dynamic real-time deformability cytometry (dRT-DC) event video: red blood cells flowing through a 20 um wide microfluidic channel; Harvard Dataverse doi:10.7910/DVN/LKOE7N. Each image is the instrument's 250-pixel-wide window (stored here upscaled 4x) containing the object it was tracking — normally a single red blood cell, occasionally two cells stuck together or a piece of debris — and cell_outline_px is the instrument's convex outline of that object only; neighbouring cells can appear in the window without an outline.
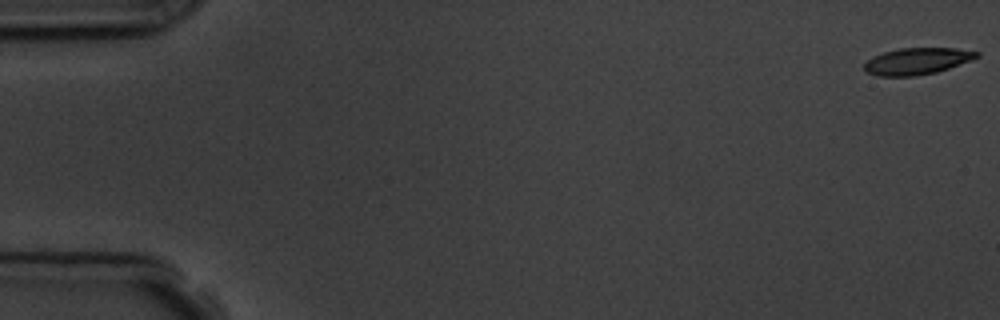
{"species": "common noctule bat (a hibernating species)", "species_latin": "Nyctalus noctula", "temperature_condition": "room temperature", "stored_images_in_passage": 6, "camera_frame_rate_fps": 3000, "um_per_image_px": 0.085, "animal": {"sex": "male", "body_mass_g": 19.5, "forearm_length_mm": 54.6}, "frame": {"image": 1, "passage_image": 1, "time_ms": 0.0, "image_size_px": [1000, 320], "cell_outline_px": [[980, 56], [972, 60], [936, 72], [912, 76], [876, 76], [868, 72], [864, 68], [864, 64], [872, 56], [884, 52], [900, 48], [956, 48], [980, 52]], "centroid_in_image_um": [77.96, 5.19], "position_along_channel_um": 7.0, "area_um2": 17.4}}
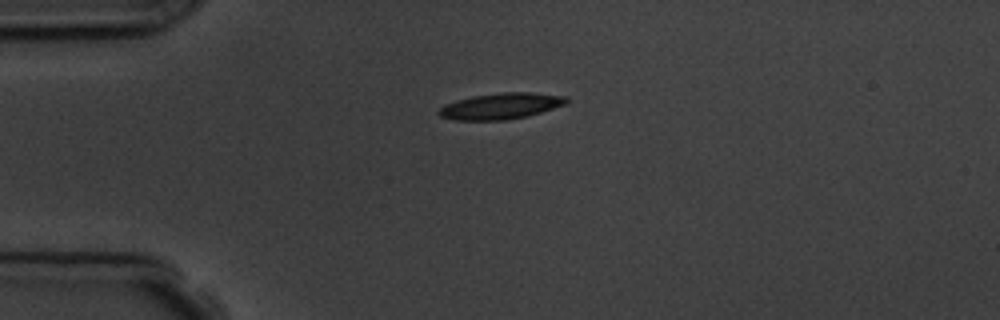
{"frame": {"image": 2, "passage_image": 5, "time_ms": 4.333, "image_size_px": [1000, 320], "cell_outline_px": [[568, 100], [564, 104], [528, 116], [504, 120], [456, 120], [440, 116], [436, 112], [444, 104], [456, 100], [472, 96], [500, 92], [532, 92], [568, 96]], "centroid_in_image_um": [42.54, 9.0], "position_along_channel_um": 42.5, "area_um2": 19.42}}